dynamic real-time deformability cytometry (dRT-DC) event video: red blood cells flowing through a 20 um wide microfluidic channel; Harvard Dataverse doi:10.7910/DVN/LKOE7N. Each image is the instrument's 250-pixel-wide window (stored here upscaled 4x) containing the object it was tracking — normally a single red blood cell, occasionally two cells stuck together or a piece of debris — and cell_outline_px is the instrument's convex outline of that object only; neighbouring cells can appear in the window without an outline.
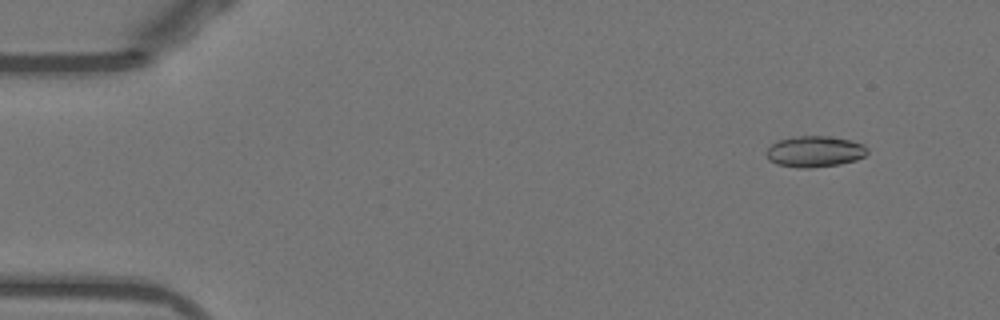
{"species": "Egyptian fruit bat (a non-hibernating species)", "species_latin": "Rousettus aegyptiacus", "temperature_condition": "warm", "stored_images_in_passage": 27, "camera_frame_rate_fps": 3000, "um_per_image_px": 0.085, "animal": {"sex": "female"}, "frame": {"image": 1, "passage_image": 5, "time_ms": 1.333, "image_size_px": [1000, 320], "cell_outline_px": [[868, 152], [864, 156], [856, 160], [840, 164], [808, 168], [800, 168], [776, 164], [768, 160], [768, 148], [776, 140], [796, 136], [828, 136], [848, 140], [864, 144], [868, 148]], "centroid_in_image_um": [69.26, 12.88], "position_along_channel_um": 15.7, "area_um2": 18.26}}
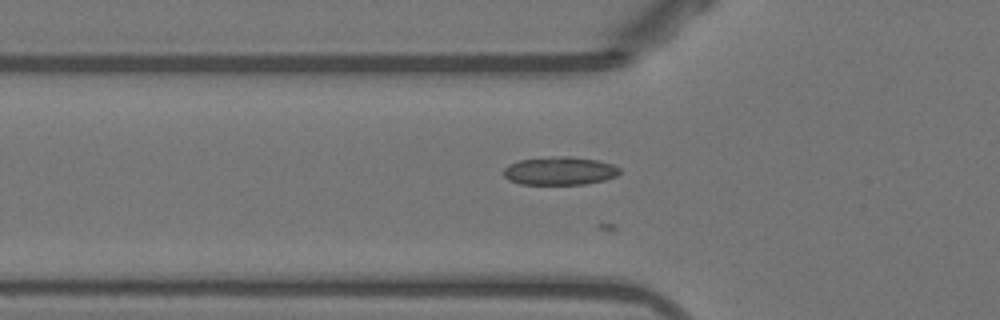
{"frame": {"image": 2, "passage_image": 18, "time_ms": 5.667, "image_size_px": [1000, 320], "cell_outline_px": [[620, 172], [616, 176], [604, 180], [584, 184], [520, 184], [508, 180], [504, 176], [504, 168], [508, 164], [520, 160], [552, 156], [572, 156], [596, 160], [612, 164], [620, 168]], "centroid_in_image_um": [47.56, 14.52], "position_along_channel_um": 78.2, "area_um2": 19.13}}